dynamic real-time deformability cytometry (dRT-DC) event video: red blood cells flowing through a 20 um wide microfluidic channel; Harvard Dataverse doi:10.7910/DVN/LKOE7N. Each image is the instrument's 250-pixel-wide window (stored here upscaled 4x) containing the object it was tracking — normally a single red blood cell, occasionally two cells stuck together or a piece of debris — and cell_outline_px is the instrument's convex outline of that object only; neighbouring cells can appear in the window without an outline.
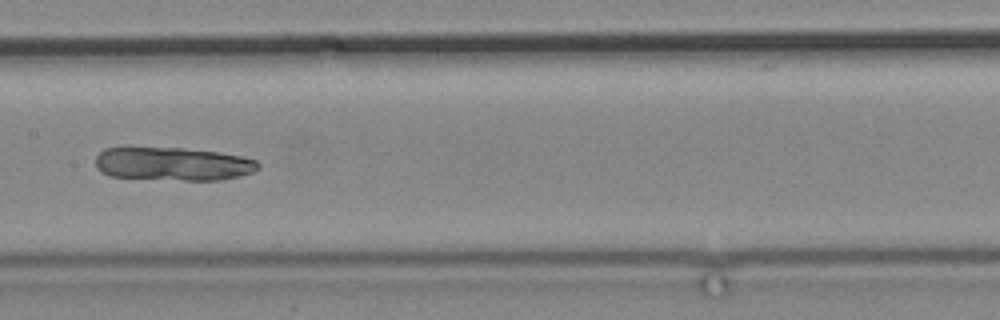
{"species": "common noctule bat (a hibernating species)", "species_latin": "Nyctalus noctula", "temperature_condition": "cold", "stored_images_in_passage": 17, "camera_frame_rate_fps": 3000, "um_per_image_px": 0.085, "animal": {"sex": "male", "body_mass_g": 19.2, "forearm_length_mm": 51.8}, "frame": {"image": 1, "passage_image": 10, "time_ms": 11.667, "image_size_px": [1000, 320], "cell_outline_px": [[260, 168], [252, 172], [240, 176], [220, 180], [184, 180], [112, 176], [100, 172], [96, 168], [96, 156], [104, 148], [180, 148], [220, 152], [240, 156], [256, 160], [260, 164]], "centroid_in_image_um": [14.72, 13.93], "position_along_channel_um": 192.7, "area_um2": 31.44}}